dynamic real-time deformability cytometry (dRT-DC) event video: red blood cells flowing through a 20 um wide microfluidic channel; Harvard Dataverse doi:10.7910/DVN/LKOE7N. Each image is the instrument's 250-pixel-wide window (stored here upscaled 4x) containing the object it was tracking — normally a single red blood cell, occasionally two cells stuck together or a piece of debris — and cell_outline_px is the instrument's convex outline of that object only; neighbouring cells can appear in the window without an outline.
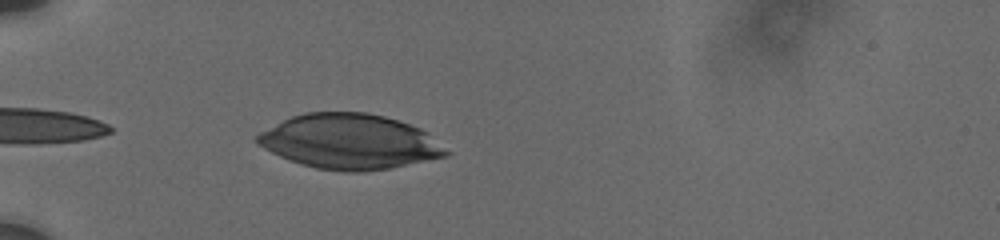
{"species": "human", "species_latin": "Homo sapiens", "temperature_condition": "cold", "stored_images_in_passage": 15, "segment_of_instrument_passage": [1, 2], "camera_frame_rate_fps": 3000, "um_per_image_px": 0.085, "donor": {"sex": "male"}, "frame": {"image": 1, "passage_image": 2, "time_ms": 0.333, "image_size_px": [1000, 240], "cell_outline_px": [[452, 152], [448, 156], [392, 168], [360, 172], [344, 172], [316, 168], [300, 164], [280, 156], [256, 144], [256, 136], [260, 132], [292, 116], [304, 112], [364, 112], [384, 116], [420, 128], [428, 132]], "centroid_in_image_um": [29.76, 12.05], "position_along_channel_um": 55.2, "area_um2": 60.57}}
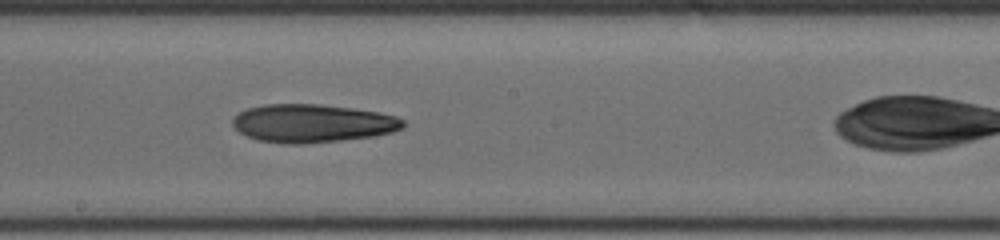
{"frame": {"image": 2, "passage_image": 11, "time_ms": 4.0, "image_size_px": [1000, 240], "cell_outline_px": [[404, 128], [392, 132], [376, 136], [304, 144], [284, 144], [256, 140], [240, 132], [232, 124], [232, 120], [240, 112], [248, 108], [264, 104], [320, 104], [352, 108], [380, 112], [396, 116], [404, 120]], "centroid_in_image_um": [26.58, 10.48], "position_along_channel_um": 221.6, "area_um2": 38.09}}
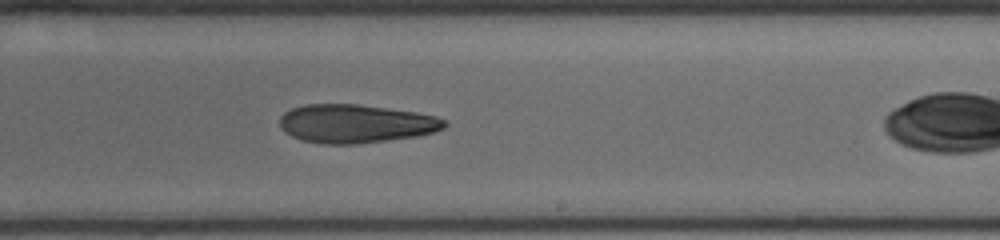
{"frame": {"image": 3, "passage_image": 14, "time_ms": 5.0, "image_size_px": [1000, 240], "cell_outline_px": [[448, 124], [444, 128], [432, 132], [416, 136], [356, 144], [324, 144], [300, 140], [284, 132], [280, 128], [280, 116], [284, 112], [292, 108], [304, 104], [356, 104], [416, 112], [436, 116], [444, 120]], "centroid_in_image_um": [30.19, 10.51], "position_along_channel_um": 258.8, "area_um2": 36.93}}